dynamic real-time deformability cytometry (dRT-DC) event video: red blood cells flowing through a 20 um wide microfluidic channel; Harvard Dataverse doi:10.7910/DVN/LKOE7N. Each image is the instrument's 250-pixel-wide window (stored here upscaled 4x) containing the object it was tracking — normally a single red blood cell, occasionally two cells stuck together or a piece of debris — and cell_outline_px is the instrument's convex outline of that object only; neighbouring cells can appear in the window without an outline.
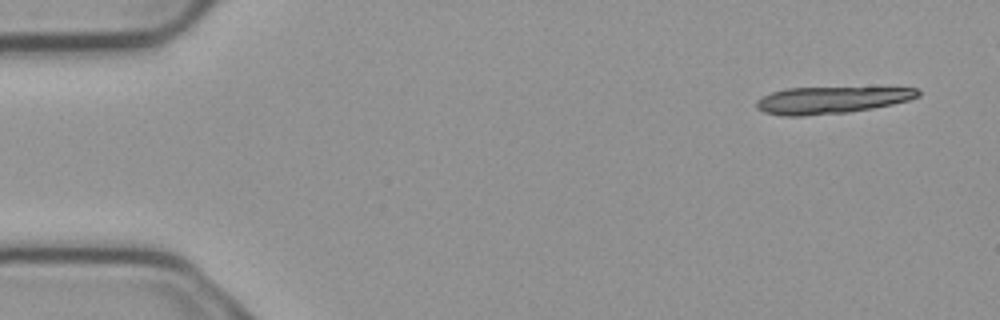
{"species": "common noctule bat (a hibernating species)", "species_latin": "Nyctalus noctula", "temperature_condition": "cold", "stored_images_in_passage": 3, "segment_of_instrument_passage": [1, 2], "camera_frame_rate_fps": 3000, "um_per_image_px": 0.085, "animal": {"sex": "male", "body_mass_g": 23.1, "forearm_length_mm": 52.7}, "frame": {"image": 1, "passage_image": 1, "time_ms": 0.0, "image_size_px": [1000, 320], "cell_outline_px": [[920, 96], [908, 100], [892, 104], [872, 108], [848, 112], [804, 116], [784, 116], [764, 112], [756, 108], [756, 100], [772, 92], [784, 88], [916, 88], [920, 92]], "centroid_in_image_um": [70.61, 8.51], "position_along_channel_um": 14.4, "area_um2": 25.09}}